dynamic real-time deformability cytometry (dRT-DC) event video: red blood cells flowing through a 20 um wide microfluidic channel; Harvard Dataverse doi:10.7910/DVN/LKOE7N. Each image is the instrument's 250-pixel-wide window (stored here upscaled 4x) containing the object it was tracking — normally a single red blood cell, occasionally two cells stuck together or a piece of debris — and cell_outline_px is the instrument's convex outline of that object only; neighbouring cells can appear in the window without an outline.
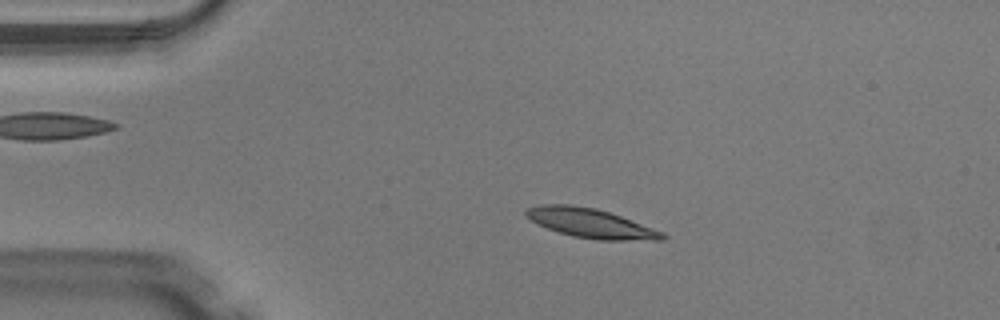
{"species": "Egyptian fruit bat (a non-hibernating species)", "species_latin": "Rousettus aegyptiacus", "temperature_condition": "warm", "stored_images_in_passage": 42, "camera_frame_rate_fps": 3000, "um_per_image_px": 0.085, "animal": {"sex": "male"}, "frame": {"image": 1, "passage_image": 3, "time_ms": 0.667, "image_size_px": [1000, 320], "cell_outline_px": [[668, 236], [664, 240], [596, 240], [572, 236], [548, 228], [532, 220], [524, 212], [528, 208], [544, 204], [568, 204], [596, 208], [620, 216], [664, 232]], "centroid_in_image_um": [50.26, 18.98], "position_along_channel_um": 34.7, "area_um2": 23.0}}
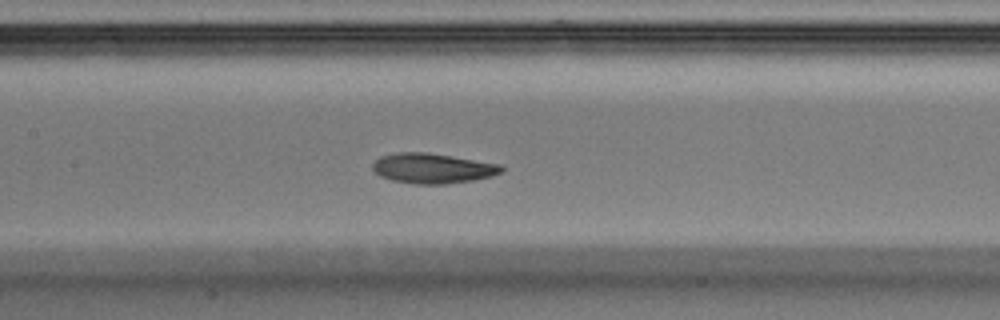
{"frame": {"image": 2, "passage_image": 16, "time_ms": 5.0, "image_size_px": [1000, 320], "cell_outline_px": [[504, 172], [492, 176], [476, 180], [448, 184], [416, 184], [392, 180], [380, 176], [372, 168], [372, 164], [380, 156], [396, 152], [428, 152], [500, 164], [504, 168]], "centroid_in_image_um": [36.8, 14.31], "position_along_channel_um": 170.6, "area_um2": 22.77}}
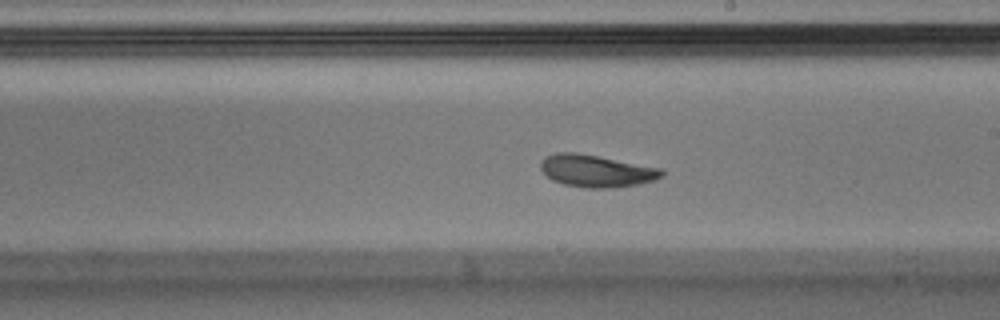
{"frame": {"image": 3, "passage_image": 21, "time_ms": 6.667, "image_size_px": [1000, 320], "cell_outline_px": [[664, 176], [652, 180], [636, 184], [612, 188], [584, 188], [564, 184], [552, 180], [540, 168], [540, 160], [544, 156], [556, 152], [576, 152], [660, 168], [664, 172]], "centroid_in_image_um": [50.63, 14.52], "position_along_channel_um": 238.4, "area_um2": 22.6}, "authors_computed_cell_mechanics": {"area_um2": 22.5998, "velocity_mm_per_s": 4.0788, "shape_relaxation_time_tau1_ms": 2.4457, "shape_relaxation_time_tau2_ms": 2.1633, "deformation_change_tau1": 0.131, "deformation_change_tau2": 0.0928}}